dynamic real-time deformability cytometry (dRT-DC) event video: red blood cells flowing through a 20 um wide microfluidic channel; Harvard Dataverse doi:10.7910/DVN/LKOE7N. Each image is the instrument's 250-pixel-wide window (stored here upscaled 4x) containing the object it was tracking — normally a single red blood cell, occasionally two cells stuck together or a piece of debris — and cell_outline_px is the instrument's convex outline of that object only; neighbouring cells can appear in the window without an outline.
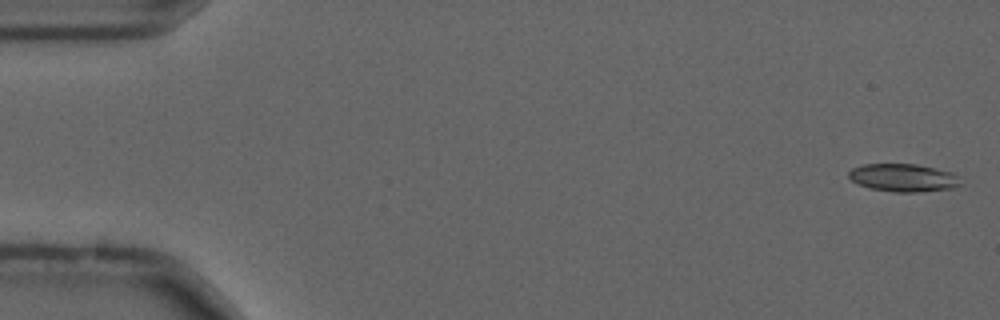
{"species": "common noctule bat (a hibernating species)", "species_latin": "Nyctalus noctula", "temperature_condition": "cold", "stored_images_in_passage": 56, "camera_frame_rate_fps": 3000, "um_per_image_px": 0.085, "animal": {"sex": "male", "forearm_length_mm": 52.5}, "frame": {"image": 1, "passage_image": 2, "time_ms": 0.333, "image_size_px": [1000, 320], "cell_outline_px": [[964, 184], [952, 188], [920, 192], [896, 192], [872, 188], [860, 184], [852, 180], [848, 176], [848, 172], [852, 168], [864, 164], [916, 164], [952, 172]], "centroid_in_image_um": [76.81, 15.1], "position_along_channel_um": 8.2, "area_um2": 18.03}}
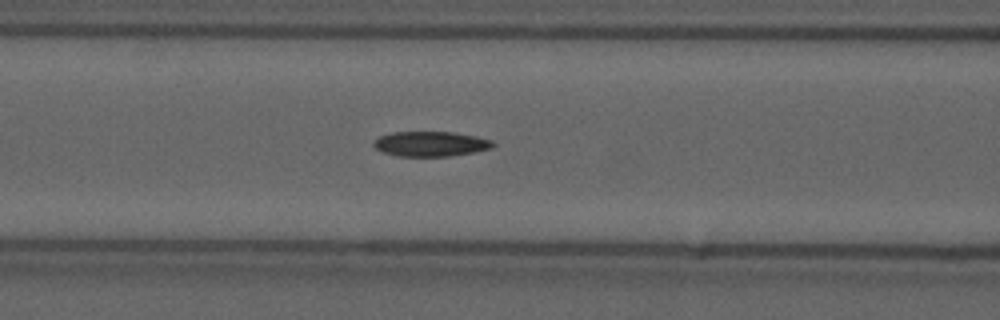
{"frame": {"image": 2, "passage_image": 23, "time_ms": 7.333, "image_size_px": [1000, 320], "cell_outline_px": [[496, 144], [492, 148], [472, 152], [448, 156], [396, 156], [384, 152], [376, 148], [372, 144], [380, 136], [392, 132], [452, 132], [476, 136], [492, 140]], "centroid_in_image_um": [36.62, 12.22], "position_along_channel_um": 130.0, "area_um2": 17.22}}
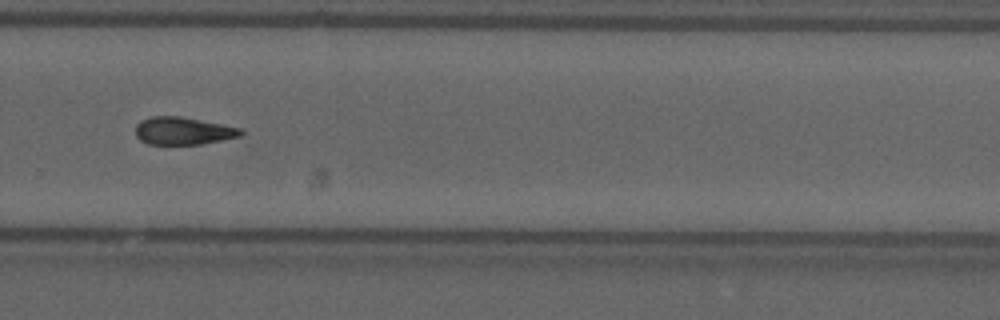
{"frame": {"image": 3, "passage_image": 38, "time_ms": 12.333, "image_size_px": [1000, 320], "cell_outline_px": [[244, 132], [240, 136], [200, 144], [148, 144], [140, 140], [136, 136], [136, 124], [140, 120], [152, 116], [180, 116], [244, 128]], "centroid_in_image_um": [15.57, 11.11], "position_along_channel_um": 314.2, "area_um2": 16.99}}